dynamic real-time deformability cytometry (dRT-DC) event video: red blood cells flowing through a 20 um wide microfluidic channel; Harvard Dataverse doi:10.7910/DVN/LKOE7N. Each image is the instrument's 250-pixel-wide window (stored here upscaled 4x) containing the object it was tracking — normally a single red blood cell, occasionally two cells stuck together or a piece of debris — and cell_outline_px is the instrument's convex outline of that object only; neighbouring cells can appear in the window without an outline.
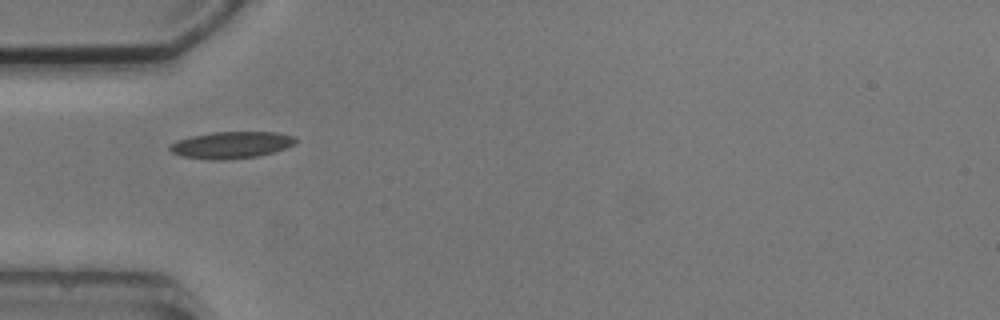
{"species": "common noctule bat (a hibernating species)", "species_latin": "Nyctalus noctula", "temperature_condition": "cold", "stored_images_in_passage": 14, "camera_frame_rate_fps": 3000, "um_per_image_px": 0.085, "animal": {"sex": "male", "body_mass_g": 20.5, "forearm_length_mm": 52.5}, "frame": {"image": 1, "passage_image": 5, "time_ms": 5.667, "image_size_px": [1000, 320], "cell_outline_px": [[296, 144], [272, 152], [256, 156], [224, 160], [212, 160], [180, 156], [172, 152], [168, 148], [168, 144], [176, 140], [192, 136], [212, 132], [276, 132], [296, 136]], "centroid_in_image_um": [19.63, 12.32], "position_along_channel_um": 65.4, "area_um2": 19.71}}
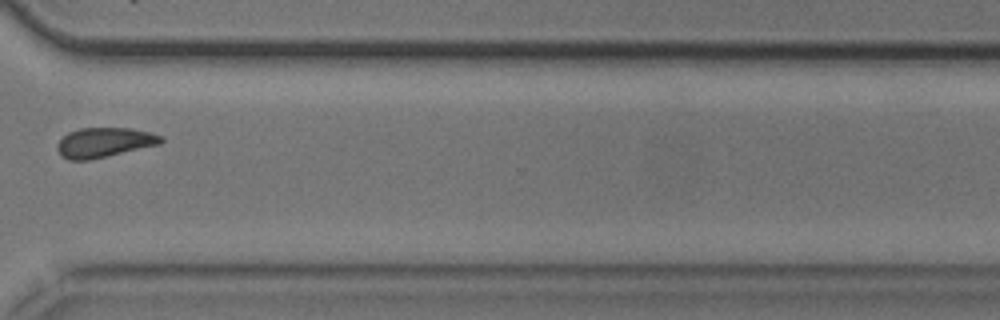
{"frame": {"image": 2, "passage_image": 12, "time_ms": 13.667, "image_size_px": [1000, 320], "cell_outline_px": [[164, 140], [160, 144], [88, 160], [68, 160], [60, 156], [56, 148], [56, 144], [68, 132], [80, 128], [128, 128], [148, 132], [164, 136]], "centroid_in_image_um": [8.83, 12.11], "position_along_channel_um": 361.8, "area_um2": 17.92}, "authors_computed_cell_mechanics": {"area_um2": 18.4671, "velocity_mm_per_s": 3.7126, "shape_relaxation_time_tau1_ms": 5.2731, "shape_relaxation_time_tau2_ms": null, "deformation_change_tau1": 0.1195, "deformation_change_tau2": null}}